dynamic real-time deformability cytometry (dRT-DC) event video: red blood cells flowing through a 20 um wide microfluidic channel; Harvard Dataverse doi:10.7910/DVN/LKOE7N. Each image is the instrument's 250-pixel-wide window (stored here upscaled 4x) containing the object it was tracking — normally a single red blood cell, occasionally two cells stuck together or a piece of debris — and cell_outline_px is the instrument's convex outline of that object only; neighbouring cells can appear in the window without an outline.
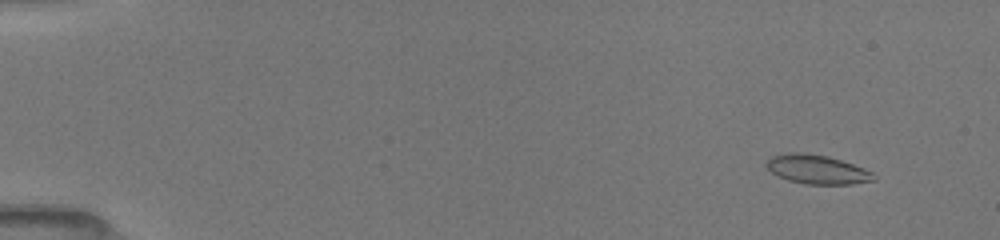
{"species": "common noctule bat (a hibernating species)", "species_latin": "Nyctalus noctula", "temperature_condition": "room temperature", "stored_images_in_passage": 65, "camera_frame_rate_fps": 3000, "um_per_image_px": 0.085, "animal": {"sex": "female", "body_mass_g": 19.5, "forearm_length_mm": 54.1}, "frame": {"image": 1, "passage_image": 1, "time_ms": 0.0, "image_size_px": [1000, 240], "cell_outline_px": [[876, 180], [852, 184], [804, 184], [788, 180], [776, 176], [764, 164], [772, 156], [784, 152], [804, 152], [828, 156], [864, 168], [872, 172], [876, 176]], "centroid_in_image_um": [69.43, 14.4], "position_along_channel_um": 15.6, "area_um2": 18.32}}
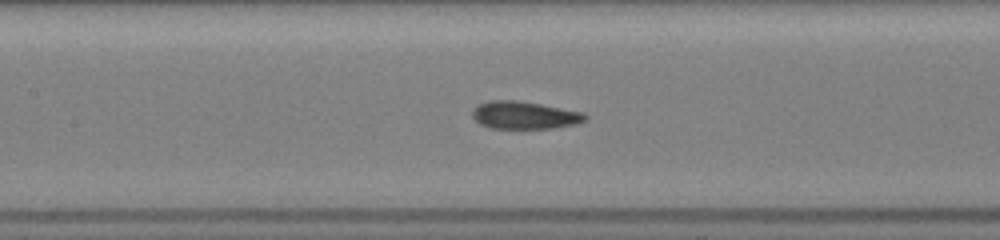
{"frame": {"image": 2, "passage_image": 28, "time_ms": 7.0, "image_size_px": [1000, 240], "cell_outline_px": [[588, 116], [584, 120], [576, 124], [552, 128], [488, 128], [480, 124], [472, 116], [472, 108], [480, 104], [492, 100], [516, 100], [540, 104], [584, 112]], "centroid_in_image_um": [44.56, 9.79], "position_along_channel_um": 162.8, "area_um2": 18.09}}
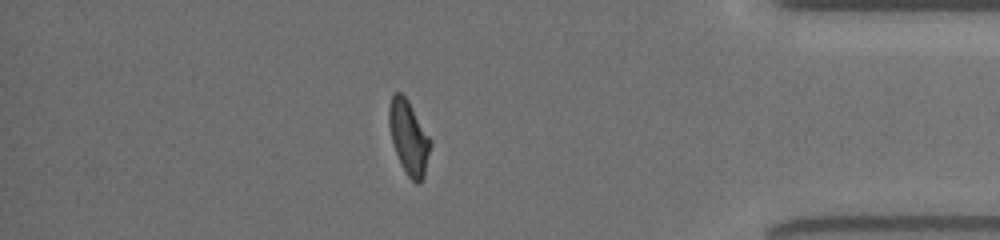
{"frame": {"image": 3, "passage_image": 57, "time_ms": 13.667, "image_size_px": [1000, 240], "cell_outline_px": [[432, 144], [424, 176], [420, 184], [416, 184], [408, 176], [396, 152], [392, 140], [388, 124], [388, 108], [392, 96], [396, 92], [400, 92], [408, 100], [432, 140]], "centroid_in_image_um": [34.76, 11.68], "position_along_channel_um": 400.4, "area_um2": 17.74}, "authors_computed_cell_mechanics": {"area_um2": 17.9758, "velocity_mm_per_s": 4.0118, "shape_relaxation_time_tau1_ms": 6.1751, "shape_relaxation_time_tau2_ms": 1.5865, "deformation_change_tau1": 0.15, "deformation_change_tau2": 0.068}}